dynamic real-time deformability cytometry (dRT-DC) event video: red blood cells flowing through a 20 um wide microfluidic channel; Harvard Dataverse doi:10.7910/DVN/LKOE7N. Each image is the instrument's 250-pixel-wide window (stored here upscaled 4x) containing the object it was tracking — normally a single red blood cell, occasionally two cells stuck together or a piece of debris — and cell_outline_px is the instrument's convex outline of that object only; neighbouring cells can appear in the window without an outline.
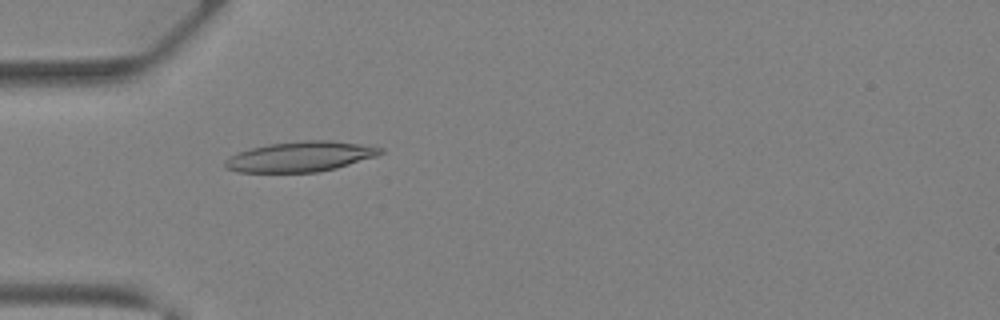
{"species": "Egyptian fruit bat (a non-hibernating species)", "species_latin": "Rousettus aegyptiacus", "temperature_condition": "warm", "stored_images_in_passage": 29, "camera_frame_rate_fps": 3000, "um_per_image_px": 0.085, "animal": {"sex": "female"}, "frame": {"image": 1, "passage_image": 3, "time_ms": 0.667, "image_size_px": [1000, 320], "cell_outline_px": [[384, 152], [376, 156], [336, 168], [320, 172], [236, 172], [224, 168], [224, 160], [236, 152], [268, 144], [304, 140], [328, 140], [360, 144], [384, 148]], "centroid_in_image_um": [25.5, 13.31], "position_along_channel_um": 59.5, "area_um2": 27.4}}
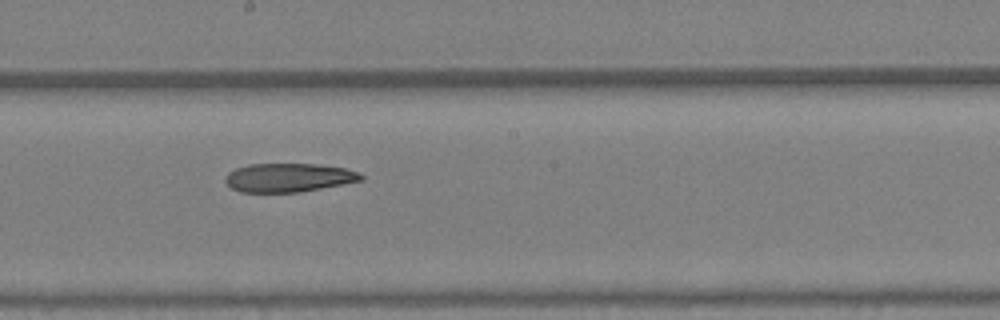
{"frame": {"image": 2, "passage_image": 13, "time_ms": 4.0, "image_size_px": [1000, 320], "cell_outline_px": [[364, 180], [300, 192], [240, 192], [232, 188], [224, 180], [228, 172], [236, 168], [248, 164], [316, 164], [344, 168], [360, 172], [364, 176]], "centroid_in_image_um": [24.54, 15.09], "position_along_channel_um": 223.7, "area_um2": 22.72}}
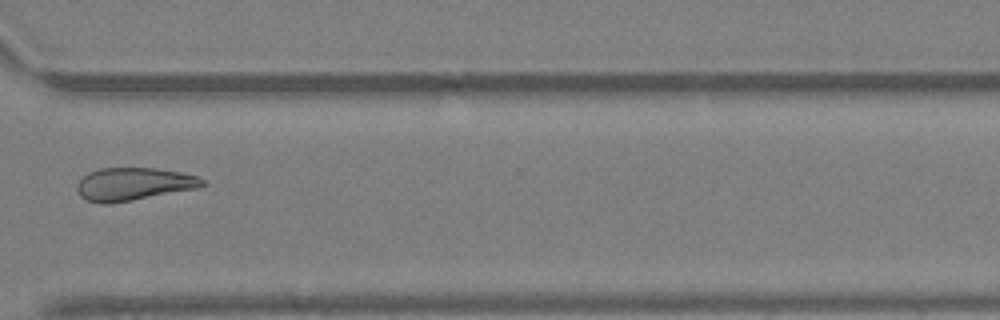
{"frame": {"image": 3, "passage_image": 21, "time_ms": 6.667, "image_size_px": [1000, 320], "cell_outline_px": [[208, 184], [200, 188], [132, 200], [104, 204], [100, 204], [84, 200], [80, 196], [76, 188], [76, 184], [88, 172], [100, 168], [156, 168], [180, 172], [196, 176], [204, 180]], "centroid_in_image_um": [11.35, 15.65], "position_along_channel_um": 359.2, "area_um2": 24.16}}